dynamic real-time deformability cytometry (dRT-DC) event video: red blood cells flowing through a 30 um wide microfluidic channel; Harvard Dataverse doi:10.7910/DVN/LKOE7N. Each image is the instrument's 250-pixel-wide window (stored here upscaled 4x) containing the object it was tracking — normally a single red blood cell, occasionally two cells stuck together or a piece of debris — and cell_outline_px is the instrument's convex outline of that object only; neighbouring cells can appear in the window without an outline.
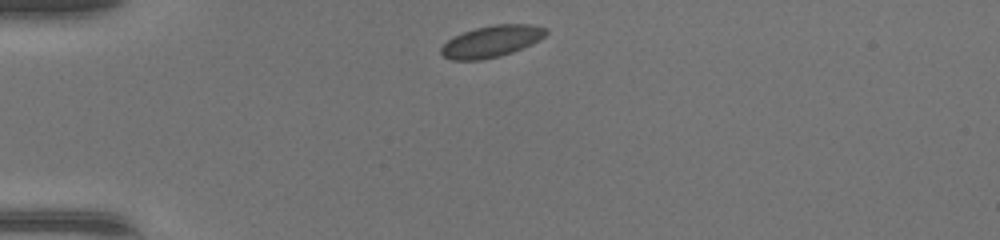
{"species": "common noctule bat (a hibernating species)", "species_latin": "Nyctalus noctula", "temperature_condition": "warm", "stored_images_in_passage": 37, "camera_frame_rate_fps": 3000, "um_per_image_px": 0.085, "animal": {"sex": "female", "body_mass_g": 17.0, "forearm_length_mm": 48.0}, "frame": {"image": 1, "passage_image": 1, "time_ms": 0.0, "image_size_px": [1000, 240], "cell_outline_px": [[548, 32], [544, 36], [532, 44], [512, 52], [500, 56], [484, 60], [452, 60], [444, 56], [440, 52], [440, 48], [448, 40], [464, 32], [476, 28], [496, 24], [528, 24], [548, 28]], "centroid_in_image_um": [41.79, 3.52], "position_along_channel_um": 43.2, "area_um2": 19.19}}
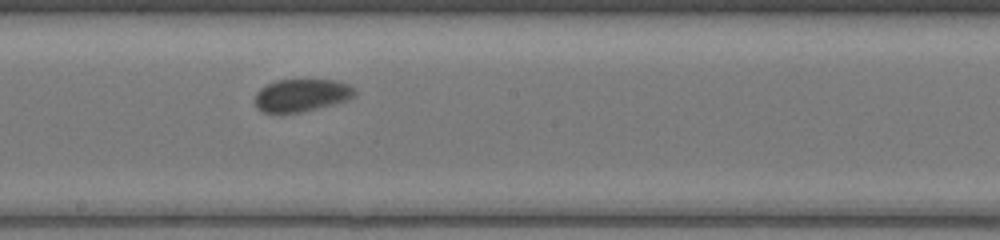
{"frame": {"image": 2, "passage_image": 16, "time_ms": 5.0, "image_size_px": [1000, 240], "cell_outline_px": [[356, 96], [348, 100], [300, 112], [264, 112], [256, 108], [256, 92], [260, 88], [276, 80], [336, 80], [352, 84], [356, 88]], "centroid_in_image_um": [25.69, 8.07], "position_along_channel_um": 222.5, "area_um2": 18.96}}
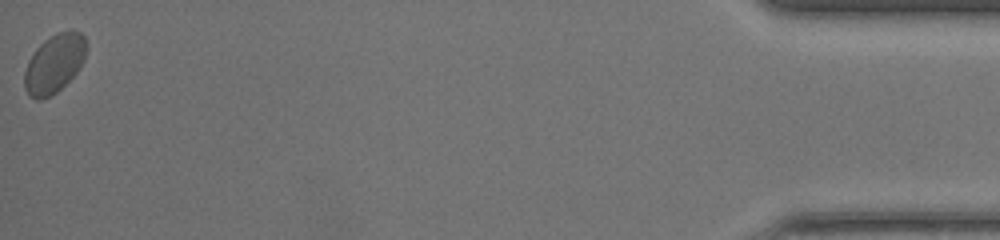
{"frame": {"image": 3, "passage_image": 37, "time_ms": 12.0, "image_size_px": [1000, 240], "cell_outline_px": [[88, 48], [84, 60], [80, 68], [56, 92], [40, 100], [36, 100], [28, 96], [24, 88], [24, 72], [28, 60], [36, 48], [44, 40], [56, 32], [72, 28], [80, 32], [84, 36], [88, 44]], "centroid_in_image_um": [4.63, 5.36], "position_along_channel_um": 430.6, "area_um2": 21.56}}